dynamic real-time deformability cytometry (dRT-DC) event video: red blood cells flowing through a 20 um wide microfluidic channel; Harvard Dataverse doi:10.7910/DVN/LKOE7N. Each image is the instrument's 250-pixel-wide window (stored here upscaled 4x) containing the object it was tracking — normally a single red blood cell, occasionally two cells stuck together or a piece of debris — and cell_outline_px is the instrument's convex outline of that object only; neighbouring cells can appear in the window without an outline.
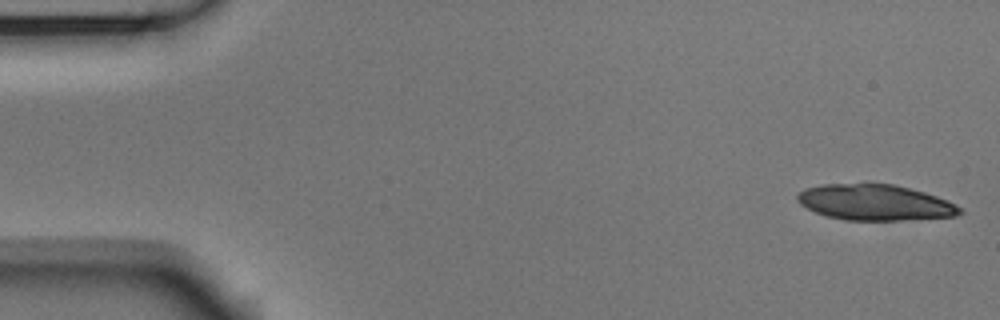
{"species": "Egyptian fruit bat (a non-hibernating species)", "species_latin": "Rousettus aegyptiacus", "temperature_condition": "room temperature", "stored_images_in_passage": 21, "camera_frame_rate_fps": 3000, "um_per_image_px": 0.085, "animal": {"sex": "male"}, "frame": {"image": 1, "passage_image": 1, "time_ms": 0.0, "image_size_px": [1000, 320], "cell_outline_px": [[964, 212], [956, 216], [900, 220], [844, 220], [828, 216], [816, 212], [800, 204], [796, 200], [796, 196], [804, 188], [820, 184], [896, 184], [924, 192], [948, 200], [964, 208]], "centroid_in_image_um": [74.4, 17.21], "position_along_channel_um": 10.6, "area_um2": 33.99}}
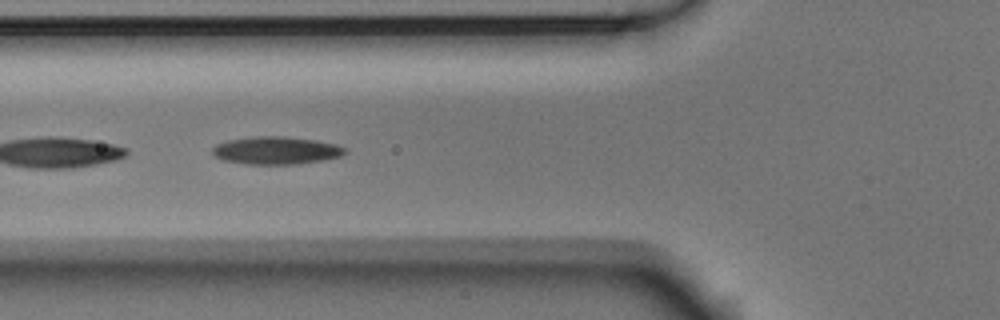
{"frame": {"image": 2, "passage_image": 19, "time_ms": 6.0, "image_size_px": [1000, 320], "cell_outline_px": [[348, 152], [340, 156], [324, 160], [292, 164], [248, 164], [224, 160], [216, 156], [212, 152], [212, 148], [216, 144], [228, 140], [256, 136], [284, 136], [316, 140], [336, 144], [344, 148]], "centroid_in_image_um": [23.48, 12.78], "position_along_channel_um": 102.3, "area_um2": 21.27}}